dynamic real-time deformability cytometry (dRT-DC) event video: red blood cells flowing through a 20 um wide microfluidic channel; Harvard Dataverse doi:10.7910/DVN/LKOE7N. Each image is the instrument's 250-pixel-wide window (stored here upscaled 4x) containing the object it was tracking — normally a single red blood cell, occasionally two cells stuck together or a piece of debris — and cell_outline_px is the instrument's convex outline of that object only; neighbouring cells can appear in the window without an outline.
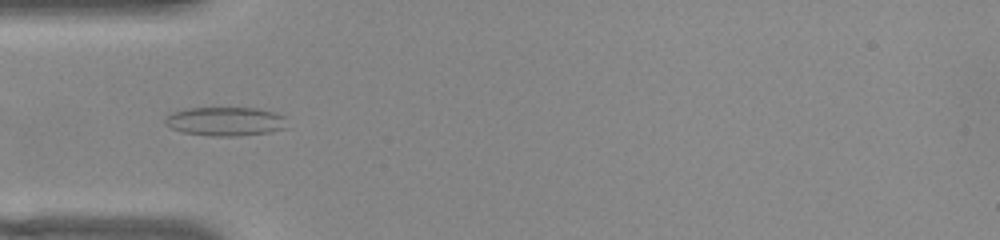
{"species": "common noctule bat (a hibernating species)", "species_latin": "Nyctalus noctula", "temperature_condition": "warm", "stored_images_in_passage": 52, "camera_frame_rate_fps": 3000, "um_per_image_px": 0.085, "animal": {"sex": "female", "body_mass_g": 22.0, "forearm_length_mm": 56.7}, "frame": {"image": 1, "passage_image": 15, "time_ms": 4.667, "image_size_px": [1000, 240], "cell_outline_px": [[288, 128], [268, 132], [236, 136], [212, 136], [184, 132], [172, 128], [164, 124], [164, 120], [172, 112], [184, 108], [256, 108], [276, 112], [284, 116]], "centroid_in_image_um": [19.18, 10.31], "position_along_channel_um": 65.8, "area_um2": 20.58}}
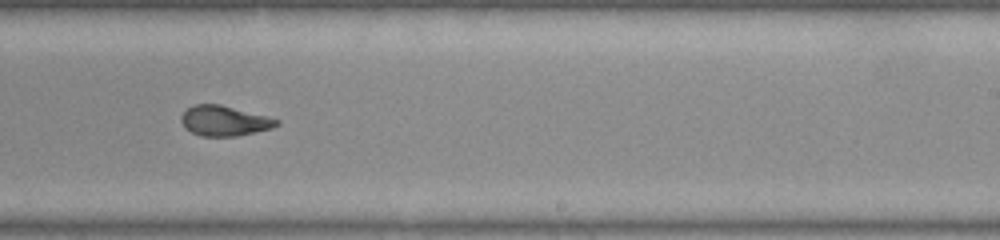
{"frame": {"image": 2, "passage_image": 31, "time_ms": 10.0, "image_size_px": [1000, 240], "cell_outline_px": [[280, 124], [272, 128], [236, 136], [200, 136], [184, 128], [180, 120], [180, 116], [192, 104], [220, 104], [280, 120]], "centroid_in_image_um": [19.03, 10.27], "position_along_channel_um": 270.0, "area_um2": 16.7}}
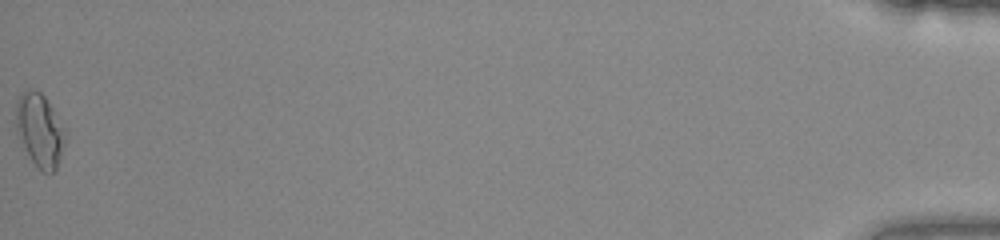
{"frame": {"image": 3, "passage_image": 52, "time_ms": 17.0, "image_size_px": [1000, 240], "cell_outline_px": [[68, 136], [56, 168], [52, 172], [44, 172], [32, 160], [16, 132], [16, 100], [20, 92], [32, 88], [40, 92], [44, 96], [64, 128]], "centroid_in_image_um": [3.38, 11.02], "position_along_channel_um": 431.8, "area_um2": 20.81}, "authors_computed_cell_mechanics": {"area_um2": 18.0047, "velocity_mm_per_s": 3.8318, "shape_relaxation_time_tau1_ms": null, "shape_relaxation_time_tau2_ms": 1.5151, "deformation_change_tau1": null, "deformation_change_tau2": 0.0785}}